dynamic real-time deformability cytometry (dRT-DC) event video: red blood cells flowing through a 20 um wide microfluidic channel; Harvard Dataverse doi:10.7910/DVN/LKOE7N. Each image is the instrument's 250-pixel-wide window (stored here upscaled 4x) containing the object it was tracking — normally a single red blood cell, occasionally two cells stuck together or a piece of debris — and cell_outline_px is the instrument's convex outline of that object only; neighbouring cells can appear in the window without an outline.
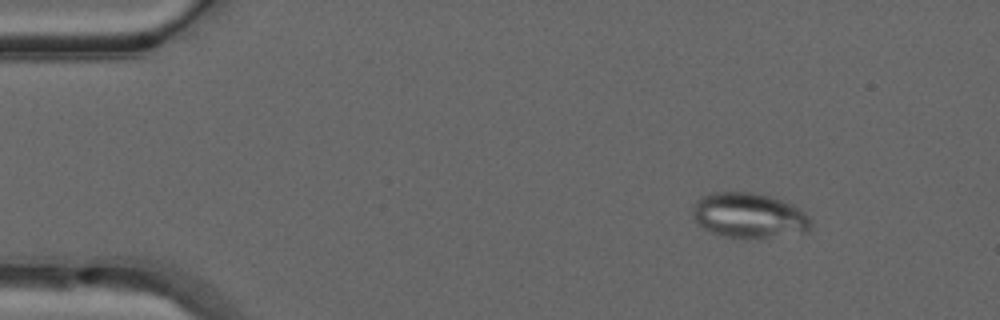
{"species": "common noctule bat (a hibernating species)", "species_latin": "Nyctalus noctula", "temperature_condition": "warm", "stored_images_in_passage": 51, "camera_frame_rate_fps": 3000, "um_per_image_px": 0.085, "animal": {"sex": "male", "forearm_length_mm": 52.5}, "frame": {"image": 1, "passage_image": 7, "time_ms": 2.0, "image_size_px": [1000, 320], "cell_outline_px": [[812, 228], [804, 232], [748, 240], [720, 236], [696, 224], [692, 216], [692, 208], [696, 200], [700, 196], [712, 192], [752, 192], [768, 196], [792, 204], [804, 212], [812, 220]], "centroid_in_image_um": [63.62, 18.33], "position_along_channel_um": 21.4, "area_um2": 31.62}}
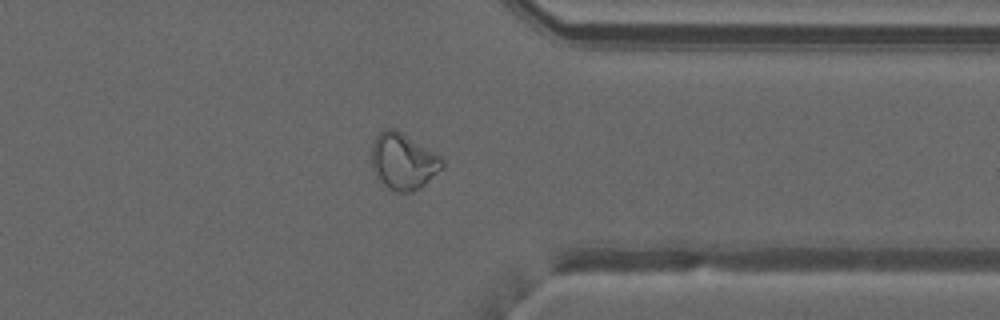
{"frame": {"image": 2, "passage_image": 40, "time_ms": 13.0, "image_size_px": [1000, 320], "cell_outline_px": [[444, 168], [420, 188], [412, 192], [396, 192], [388, 188], [376, 176], [372, 168], [372, 144], [376, 136], [384, 128], [392, 128], [400, 132], [444, 156]], "centroid_in_image_um": [34.32, 13.72], "position_along_channel_um": 377.1, "area_um2": 23.41}}
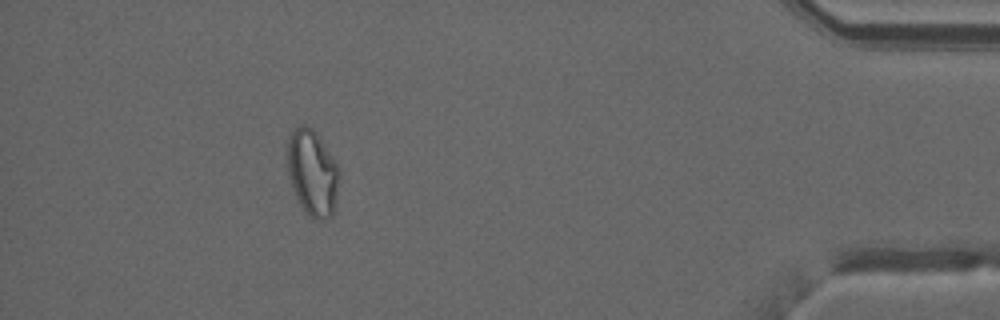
{"frame": {"image": 3, "passage_image": 46, "time_ms": 15.0, "image_size_px": [1000, 320], "cell_outline_px": [[340, 176], [336, 204], [332, 216], [316, 220], [308, 216], [300, 204], [296, 196], [288, 172], [288, 136], [296, 128], [304, 124], [312, 128], [316, 132], [336, 160], [340, 168]], "centroid_in_image_um": [26.6, 14.69], "position_along_channel_um": 408.6, "area_um2": 26.13}, "authors_computed_cell_mechanics": {"area_um2": 25.5476, "velocity_mm_per_s": 4.0713, "shape_relaxation_time_tau1_ms": null, "shape_relaxation_time_tau2_ms": 1.4356, "deformation_change_tau1": null, "deformation_change_tau2": 0.0784}}